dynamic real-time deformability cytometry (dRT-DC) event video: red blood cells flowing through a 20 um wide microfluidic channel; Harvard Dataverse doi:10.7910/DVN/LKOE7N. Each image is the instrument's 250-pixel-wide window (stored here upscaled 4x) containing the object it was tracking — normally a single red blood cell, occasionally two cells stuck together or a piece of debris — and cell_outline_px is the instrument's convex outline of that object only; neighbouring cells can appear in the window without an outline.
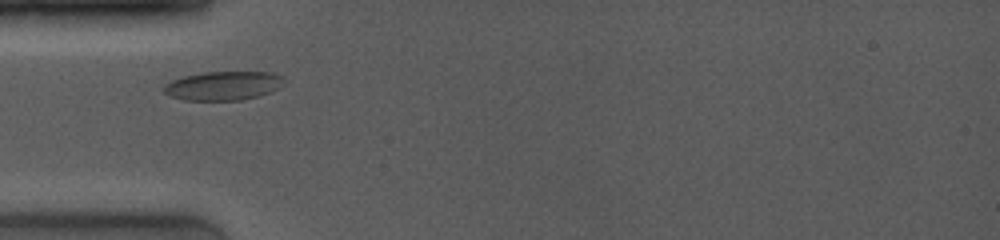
{"species": "common noctule bat (a hibernating species)", "species_latin": "Nyctalus noctula", "temperature_condition": "room temperature", "stored_images_in_passage": 49, "camera_frame_rate_fps": 4000, "um_per_image_px": 0.085, "animal": {"sex": "female", "body_mass_g": 19.0, "forearm_length_mm": 53.3}, "frame": {"image": 1, "passage_image": 1, "time_ms": 0.0, "image_size_px": [1000, 240], "cell_outline_px": [[284, 76], [276, 88], [272, 92], [260, 96], [240, 100], [184, 100], [172, 96], [164, 92], [164, 84], [172, 80], [184, 76], [204, 72], [272, 72]], "centroid_in_image_um": [18.96, 7.28], "position_along_channel_um": 66.0, "area_um2": 20.06}}
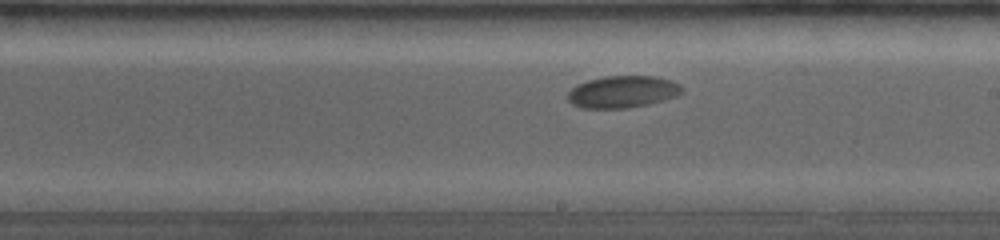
{"frame": {"image": 2, "passage_image": 24, "time_ms": 4.5, "image_size_px": [1000, 240], "cell_outline_px": [[684, 92], [676, 96], [664, 100], [648, 104], [628, 108], [580, 108], [572, 104], [568, 100], [568, 92], [576, 84], [588, 80], [604, 76], [656, 76], [680, 84], [684, 88]], "centroid_in_image_um": [52.92, 7.8], "position_along_channel_um": 236.1, "area_um2": 21.44}}
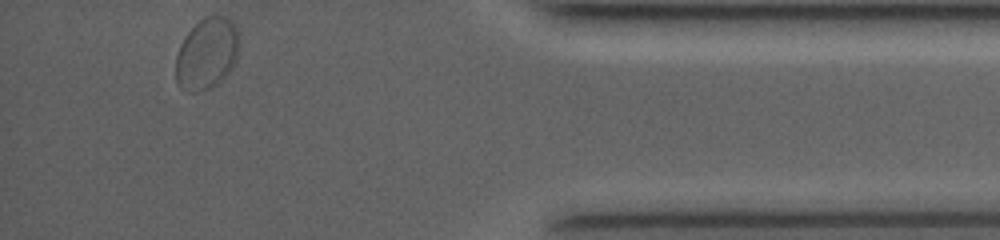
{"frame": {"image": 3, "passage_image": 49, "time_ms": 10.0, "image_size_px": [1000, 240], "cell_outline_px": [[236, 60], [232, 68], [216, 84], [208, 88], [196, 92], [188, 92], [180, 88], [176, 84], [176, 56], [180, 44], [184, 36], [204, 16], [224, 16], [232, 20], [236, 28]], "centroid_in_image_um": [17.52, 4.57], "position_along_channel_um": 417.7, "area_um2": 26.01}, "authors_computed_cell_mechanics": {"area_um2": 21.3282, "velocity_mm_per_s": 3.8098, "shape_relaxation_time_tau1_ms": 4.2415, "shape_relaxation_time_tau2_ms": null, "deformation_change_tau1": 0.0627, "deformation_change_tau2": null}}